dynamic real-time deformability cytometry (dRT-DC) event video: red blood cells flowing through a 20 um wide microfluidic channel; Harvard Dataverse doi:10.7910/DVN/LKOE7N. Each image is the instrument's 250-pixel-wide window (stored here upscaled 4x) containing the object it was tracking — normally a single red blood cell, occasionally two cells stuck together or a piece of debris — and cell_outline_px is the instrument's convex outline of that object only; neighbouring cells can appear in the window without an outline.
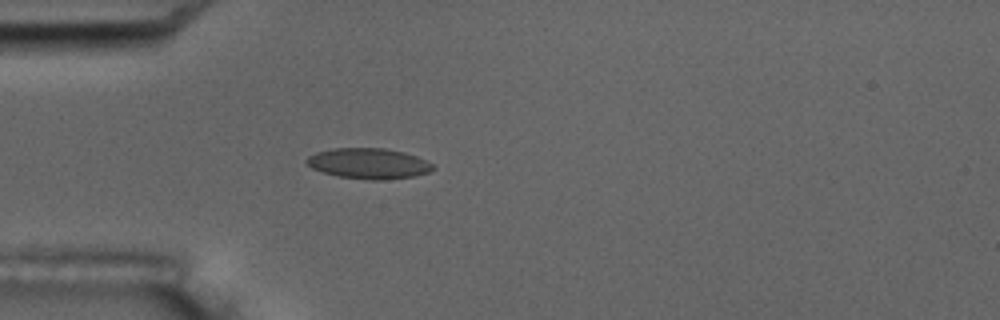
{"species": "common noctule bat (a hibernating species)", "species_latin": "Nyctalus noctula", "temperature_condition": "room temperature", "stored_images_in_passage": 4, "camera_frame_rate_fps": 3000, "um_per_image_px": 0.085, "animal": {"sex": "male", "body_mass_g": 17.5, "forearm_length_mm": 52.3}, "frame": {"image": 1, "passage_image": 4, "time_ms": 4.333, "image_size_px": [1000, 320], "cell_outline_px": [[436, 168], [428, 172], [412, 176], [380, 180], [372, 180], [340, 176], [324, 172], [312, 168], [304, 160], [308, 156], [316, 152], [332, 148], [384, 148], [404, 152], [416, 156], [432, 164]], "centroid_in_image_um": [31.32, 13.88], "position_along_channel_um": 53.7, "area_um2": 22.25}}